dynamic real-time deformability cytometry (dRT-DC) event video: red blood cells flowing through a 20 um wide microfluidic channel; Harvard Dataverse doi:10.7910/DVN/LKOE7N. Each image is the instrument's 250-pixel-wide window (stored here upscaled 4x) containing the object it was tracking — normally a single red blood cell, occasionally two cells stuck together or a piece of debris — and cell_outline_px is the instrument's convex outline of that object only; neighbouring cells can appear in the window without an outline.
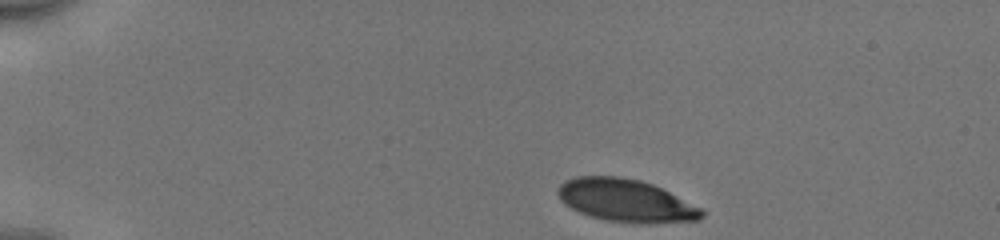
{"species": "human", "species_latin": "Homo sapiens", "temperature_condition": "cold", "stored_images_in_passage": 38, "camera_frame_rate_fps": 3000, "um_per_image_px": 0.085, "donor": {"sex": "male"}, "frame": {"image": 1, "passage_image": 1, "time_ms": 0.0, "image_size_px": [1000, 240], "cell_outline_px": [[704, 216], [700, 220], [648, 224], [636, 224], [604, 220], [580, 212], [564, 204], [560, 200], [556, 192], [560, 184], [564, 180], [576, 176], [620, 176], [640, 180], [652, 184], [700, 208], [704, 212]], "centroid_in_image_um": [53.16, 17.05], "position_along_channel_um": 31.8, "area_um2": 35.84}}
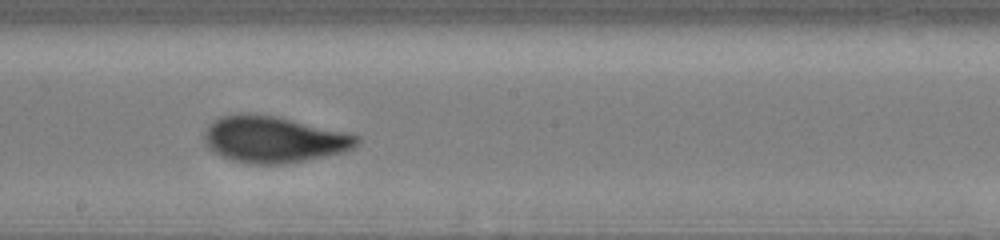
{"frame": {"image": 2, "passage_image": 22, "time_ms": 7.0, "image_size_px": [1000, 240], "cell_outline_px": [[360, 140], [352, 148], [344, 152], [284, 164], [248, 164], [232, 160], [220, 156], [208, 148], [204, 144], [204, 132], [208, 124], [212, 120], [220, 116], [240, 112], [252, 112], [276, 116], [344, 132], [360, 136]], "centroid_in_image_um": [23.18, 11.83], "position_along_channel_um": 225.0, "area_um2": 41.56}}
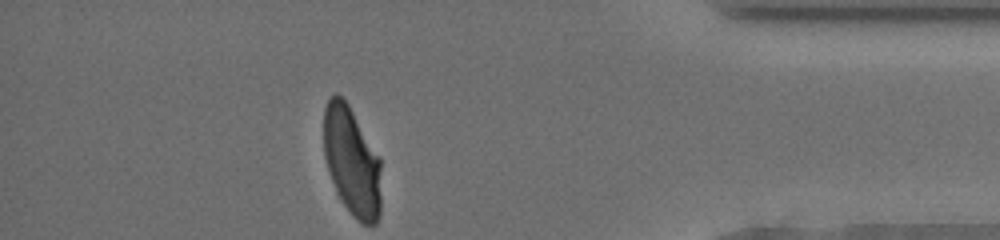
{"frame": {"image": 3, "passage_image": 38, "time_ms": 12.333, "image_size_px": [1000, 240], "cell_outline_px": [[380, 216], [376, 224], [360, 224], [352, 216], [336, 192], [324, 156], [324, 108], [328, 100], [336, 92], [348, 104], [380, 156]], "centroid_in_image_um": [29.91, 13.74], "position_along_channel_um": 405.3, "area_um2": 36.53}, "authors_computed_cell_mechanics": {"area_um2": 39.6508, "velocity_mm_per_s": 3.9513, "shape_relaxation_time_tau1_ms": 2.9679, "shape_relaxation_time_tau2_ms": null, "deformation_change_tau1": 0.1317, "deformation_change_tau2": null}}